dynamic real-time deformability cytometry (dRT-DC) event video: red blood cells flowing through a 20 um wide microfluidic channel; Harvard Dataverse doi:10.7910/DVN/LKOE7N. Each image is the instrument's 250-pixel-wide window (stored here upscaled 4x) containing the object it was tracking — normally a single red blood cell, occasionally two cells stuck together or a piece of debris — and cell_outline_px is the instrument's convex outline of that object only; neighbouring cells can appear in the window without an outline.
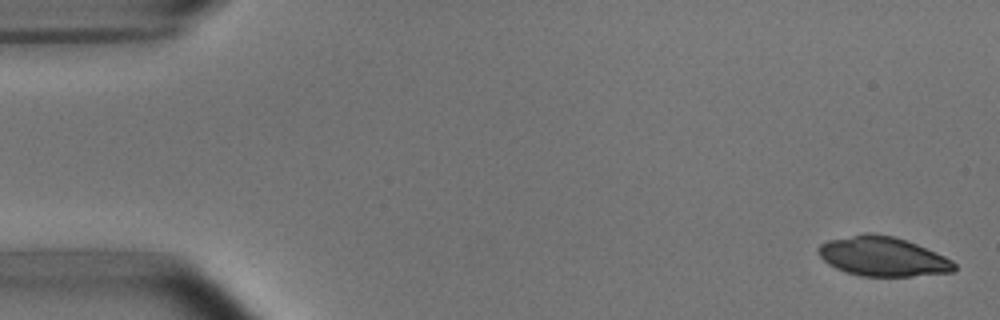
{"species": "common noctule bat (a hibernating species)", "species_latin": "Nyctalus noctula", "temperature_condition": "room temperature", "stored_images_in_passage": 5, "camera_frame_rate_fps": 3000, "um_per_image_px": 0.085, "animal": {"sex": "male", "body_mass_g": 15.6}, "frame": {"image": 1, "passage_image": 1, "time_ms": 0.0, "image_size_px": [1000, 320], "cell_outline_px": [[956, 268], [952, 272], [912, 276], [860, 276], [844, 272], [828, 264], [820, 256], [820, 244], [828, 240], [864, 232], [872, 232], [892, 236], [916, 244], [936, 252], [952, 260], [956, 264]], "centroid_in_image_um": [75.03, 21.8], "position_along_channel_um": 10.0, "area_um2": 31.15}}
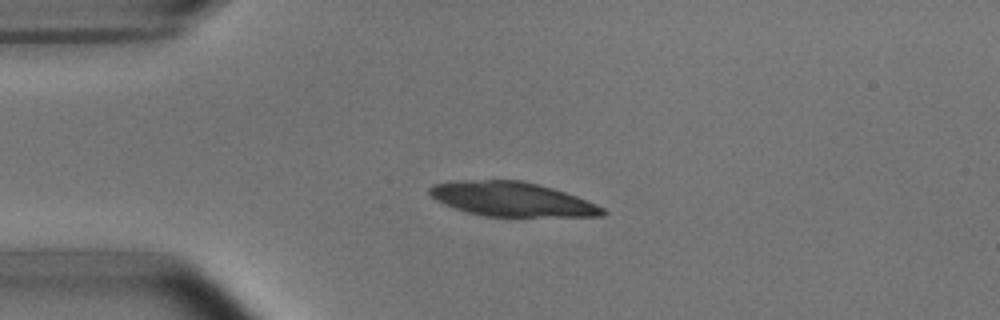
{"frame": {"image": 2, "passage_image": 4, "time_ms": 3.667, "image_size_px": [1000, 320], "cell_outline_px": [[608, 212], [604, 216], [484, 216], [468, 212], [444, 204], [436, 200], [428, 192], [428, 188], [432, 184], [460, 180], [520, 180], [552, 188], [576, 196], [596, 204], [604, 208]], "centroid_in_image_um": [43.5, 16.93], "position_along_channel_um": 41.5, "area_um2": 34.33}}